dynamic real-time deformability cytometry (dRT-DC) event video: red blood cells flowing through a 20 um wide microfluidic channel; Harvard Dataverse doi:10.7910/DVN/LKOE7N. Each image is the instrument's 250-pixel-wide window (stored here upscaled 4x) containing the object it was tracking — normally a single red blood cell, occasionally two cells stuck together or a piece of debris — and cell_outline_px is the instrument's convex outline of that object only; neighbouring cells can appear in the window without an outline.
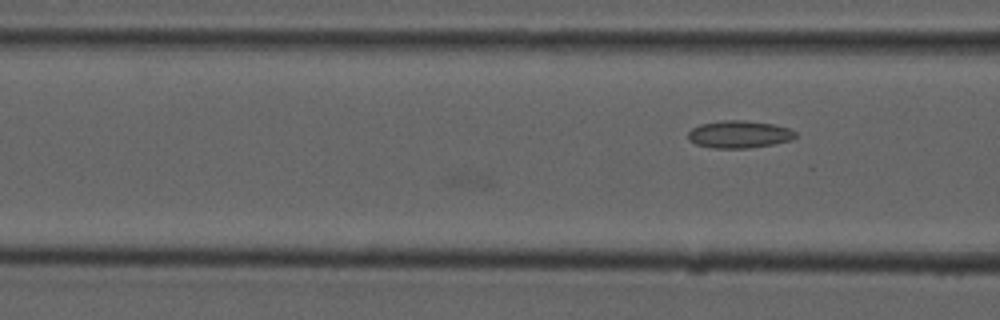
{"species": "common noctule bat (a hibernating species)", "species_latin": "Nyctalus noctula", "temperature_condition": "cold", "stored_images_in_passage": 21, "camera_frame_rate_fps": 3000, "um_per_image_px": 0.085, "animal": {"sex": "male", "forearm_length_mm": 52.5}, "frame": {"image": 1, "passage_image": 21, "time_ms": 6.667, "image_size_px": [1000, 320], "cell_outline_px": [[796, 136], [792, 140], [772, 144], [748, 148], [712, 148], [696, 144], [688, 140], [688, 132], [692, 128], [700, 124], [724, 120], [744, 120], [772, 124], [788, 128], [796, 132]], "centroid_in_image_um": [62.81, 11.42], "position_along_channel_um": 103.8, "area_um2": 17.11}}